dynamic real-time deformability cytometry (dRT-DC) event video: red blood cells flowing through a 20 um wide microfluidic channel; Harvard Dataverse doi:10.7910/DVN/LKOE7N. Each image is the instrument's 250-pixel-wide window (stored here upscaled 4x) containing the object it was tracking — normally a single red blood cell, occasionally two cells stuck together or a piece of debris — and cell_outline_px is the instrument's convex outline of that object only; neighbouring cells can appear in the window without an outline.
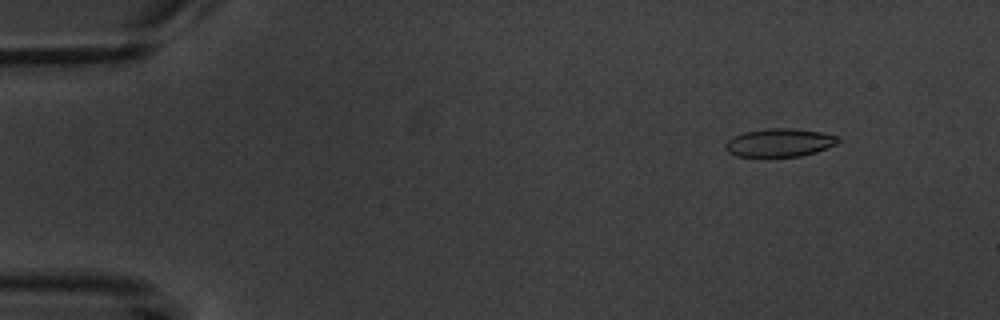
{"species": "common noctule bat (a hibernating species)", "species_latin": "Nyctalus noctula", "temperature_condition": "warm", "stored_images_in_passage": 5, "camera_frame_rate_fps": 3000, "um_per_image_px": 0.085, "animal": {"sex": "male", "body_mass_g": 20.1, "forearm_length_mm": 53.5}, "frame": {"image": 1, "passage_image": 1, "time_ms": 0.0, "image_size_px": [1000, 320], "cell_outline_px": [[840, 140], [836, 144], [816, 152], [800, 156], [736, 156], [728, 152], [724, 148], [724, 144], [732, 136], [744, 132], [764, 128], [792, 128], [820, 132], [836, 136]], "centroid_in_image_um": [66.21, 12.11], "position_along_channel_um": 18.8, "area_um2": 18.5}}
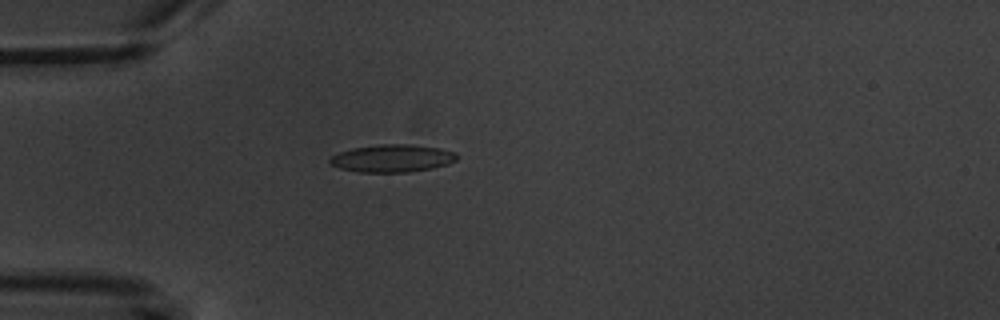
{"frame": {"image": 2, "passage_image": 4, "time_ms": 3.333, "image_size_px": [1000, 320], "cell_outline_px": [[460, 156], [456, 160], [448, 164], [432, 168], [408, 172], [360, 172], [340, 168], [328, 164], [328, 160], [332, 156], [340, 152], [352, 148], [380, 144], [412, 144], [440, 148], [456, 152]], "centroid_in_image_um": [33.36, 13.45], "position_along_channel_um": 51.6, "area_um2": 20.58}}